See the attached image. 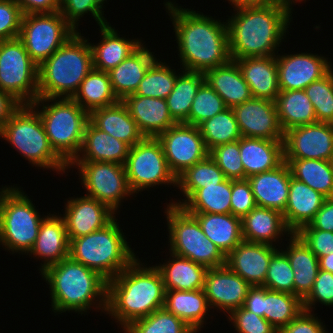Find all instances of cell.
Segmentation results:
<instances>
[{
    "label": "cell",
    "instance_id": "ffe728a7",
    "mask_svg": "<svg viewBox=\"0 0 333 333\" xmlns=\"http://www.w3.org/2000/svg\"><path fill=\"white\" fill-rule=\"evenodd\" d=\"M64 219L69 241L88 235L108 225L116 216L107 205L86 195L65 203ZM115 214V215H114Z\"/></svg>",
    "mask_w": 333,
    "mask_h": 333
},
{
    "label": "cell",
    "instance_id": "5bb4252c",
    "mask_svg": "<svg viewBox=\"0 0 333 333\" xmlns=\"http://www.w3.org/2000/svg\"><path fill=\"white\" fill-rule=\"evenodd\" d=\"M72 166L78 168L81 185L86 189L85 195L97 199L116 213L126 197L134 196L122 164L72 161L68 168Z\"/></svg>",
    "mask_w": 333,
    "mask_h": 333
},
{
    "label": "cell",
    "instance_id": "9f6ffc18",
    "mask_svg": "<svg viewBox=\"0 0 333 333\" xmlns=\"http://www.w3.org/2000/svg\"><path fill=\"white\" fill-rule=\"evenodd\" d=\"M23 15L14 0L0 1V41L19 38Z\"/></svg>",
    "mask_w": 333,
    "mask_h": 333
},
{
    "label": "cell",
    "instance_id": "9c48e42d",
    "mask_svg": "<svg viewBox=\"0 0 333 333\" xmlns=\"http://www.w3.org/2000/svg\"><path fill=\"white\" fill-rule=\"evenodd\" d=\"M32 202L17 186L0 188V245L12 254L28 255L46 217H41Z\"/></svg>",
    "mask_w": 333,
    "mask_h": 333
},
{
    "label": "cell",
    "instance_id": "ba28073f",
    "mask_svg": "<svg viewBox=\"0 0 333 333\" xmlns=\"http://www.w3.org/2000/svg\"><path fill=\"white\" fill-rule=\"evenodd\" d=\"M0 137L10 143L34 167L52 169L57 174L68 170V164L53 150L43 123L31 104H21L5 122Z\"/></svg>",
    "mask_w": 333,
    "mask_h": 333
},
{
    "label": "cell",
    "instance_id": "ee69618b",
    "mask_svg": "<svg viewBox=\"0 0 333 333\" xmlns=\"http://www.w3.org/2000/svg\"><path fill=\"white\" fill-rule=\"evenodd\" d=\"M225 179L222 170L208 155L204 160L187 168L177 177L176 187L180 189L185 198L177 202L171 199L169 203L180 206L183 200H186L195 190L204 188V186L217 185Z\"/></svg>",
    "mask_w": 333,
    "mask_h": 333
},
{
    "label": "cell",
    "instance_id": "60d3db41",
    "mask_svg": "<svg viewBox=\"0 0 333 333\" xmlns=\"http://www.w3.org/2000/svg\"><path fill=\"white\" fill-rule=\"evenodd\" d=\"M72 99L88 113L119 101L112 90L108 72L95 69L87 74Z\"/></svg>",
    "mask_w": 333,
    "mask_h": 333
},
{
    "label": "cell",
    "instance_id": "74e56055",
    "mask_svg": "<svg viewBox=\"0 0 333 333\" xmlns=\"http://www.w3.org/2000/svg\"><path fill=\"white\" fill-rule=\"evenodd\" d=\"M275 105L284 132L296 126L317 123L312 102L305 90L280 91Z\"/></svg>",
    "mask_w": 333,
    "mask_h": 333
},
{
    "label": "cell",
    "instance_id": "d6986e66",
    "mask_svg": "<svg viewBox=\"0 0 333 333\" xmlns=\"http://www.w3.org/2000/svg\"><path fill=\"white\" fill-rule=\"evenodd\" d=\"M251 287L225 265L207 270L203 289L210 309L230 314L243 306Z\"/></svg>",
    "mask_w": 333,
    "mask_h": 333
},
{
    "label": "cell",
    "instance_id": "836d02e7",
    "mask_svg": "<svg viewBox=\"0 0 333 333\" xmlns=\"http://www.w3.org/2000/svg\"><path fill=\"white\" fill-rule=\"evenodd\" d=\"M205 81L221 96L228 108H233L252 98L250 88L235 60L209 69Z\"/></svg>",
    "mask_w": 333,
    "mask_h": 333
},
{
    "label": "cell",
    "instance_id": "603a6c76",
    "mask_svg": "<svg viewBox=\"0 0 333 333\" xmlns=\"http://www.w3.org/2000/svg\"><path fill=\"white\" fill-rule=\"evenodd\" d=\"M48 215L41 222L37 239L28 253L43 260L39 268L41 272L69 257L70 241L64 219L59 213Z\"/></svg>",
    "mask_w": 333,
    "mask_h": 333
},
{
    "label": "cell",
    "instance_id": "b9f144b4",
    "mask_svg": "<svg viewBox=\"0 0 333 333\" xmlns=\"http://www.w3.org/2000/svg\"><path fill=\"white\" fill-rule=\"evenodd\" d=\"M204 82V73L183 69L178 72L174 88L166 98L169 113L177 123L189 117L192 102Z\"/></svg>",
    "mask_w": 333,
    "mask_h": 333
},
{
    "label": "cell",
    "instance_id": "3957f363",
    "mask_svg": "<svg viewBox=\"0 0 333 333\" xmlns=\"http://www.w3.org/2000/svg\"><path fill=\"white\" fill-rule=\"evenodd\" d=\"M136 258L117 276L107 281L106 315L124 330L133 321L163 308L165 287L160 271ZM144 265V266H143Z\"/></svg>",
    "mask_w": 333,
    "mask_h": 333
},
{
    "label": "cell",
    "instance_id": "8d00e7d4",
    "mask_svg": "<svg viewBox=\"0 0 333 333\" xmlns=\"http://www.w3.org/2000/svg\"><path fill=\"white\" fill-rule=\"evenodd\" d=\"M165 290H198L204 288L207 268L170 252L169 261L157 264Z\"/></svg>",
    "mask_w": 333,
    "mask_h": 333
},
{
    "label": "cell",
    "instance_id": "83f0119b",
    "mask_svg": "<svg viewBox=\"0 0 333 333\" xmlns=\"http://www.w3.org/2000/svg\"><path fill=\"white\" fill-rule=\"evenodd\" d=\"M143 44L108 72L112 90L120 101L136 92L149 67L157 60L154 52Z\"/></svg>",
    "mask_w": 333,
    "mask_h": 333
},
{
    "label": "cell",
    "instance_id": "e575fe53",
    "mask_svg": "<svg viewBox=\"0 0 333 333\" xmlns=\"http://www.w3.org/2000/svg\"><path fill=\"white\" fill-rule=\"evenodd\" d=\"M288 241L283 251L294 273V295L303 300L313 288L320 270L319 259L296 233L290 235Z\"/></svg>",
    "mask_w": 333,
    "mask_h": 333
},
{
    "label": "cell",
    "instance_id": "e0dca14e",
    "mask_svg": "<svg viewBox=\"0 0 333 333\" xmlns=\"http://www.w3.org/2000/svg\"><path fill=\"white\" fill-rule=\"evenodd\" d=\"M280 91L304 90L332 68L327 57L313 53L276 54Z\"/></svg>",
    "mask_w": 333,
    "mask_h": 333
},
{
    "label": "cell",
    "instance_id": "7402d4cb",
    "mask_svg": "<svg viewBox=\"0 0 333 333\" xmlns=\"http://www.w3.org/2000/svg\"><path fill=\"white\" fill-rule=\"evenodd\" d=\"M122 102L145 137L157 138L177 122L170 115L166 99L128 95Z\"/></svg>",
    "mask_w": 333,
    "mask_h": 333
},
{
    "label": "cell",
    "instance_id": "d4e9b609",
    "mask_svg": "<svg viewBox=\"0 0 333 333\" xmlns=\"http://www.w3.org/2000/svg\"><path fill=\"white\" fill-rule=\"evenodd\" d=\"M241 226L244 241L274 247L278 246L277 242L280 243L279 238L293 234L286 226L282 213L260 206L241 218Z\"/></svg>",
    "mask_w": 333,
    "mask_h": 333
},
{
    "label": "cell",
    "instance_id": "8992f818",
    "mask_svg": "<svg viewBox=\"0 0 333 333\" xmlns=\"http://www.w3.org/2000/svg\"><path fill=\"white\" fill-rule=\"evenodd\" d=\"M117 220L115 217L105 227L70 240L69 245L71 259L95 270L107 281L137 258Z\"/></svg>",
    "mask_w": 333,
    "mask_h": 333
},
{
    "label": "cell",
    "instance_id": "52a82bcc",
    "mask_svg": "<svg viewBox=\"0 0 333 333\" xmlns=\"http://www.w3.org/2000/svg\"><path fill=\"white\" fill-rule=\"evenodd\" d=\"M31 105L40 116L51 147L69 165L81 150L89 113L65 97H38Z\"/></svg>",
    "mask_w": 333,
    "mask_h": 333
},
{
    "label": "cell",
    "instance_id": "ab89813d",
    "mask_svg": "<svg viewBox=\"0 0 333 333\" xmlns=\"http://www.w3.org/2000/svg\"><path fill=\"white\" fill-rule=\"evenodd\" d=\"M291 175L326 198L333 197V161L284 159Z\"/></svg>",
    "mask_w": 333,
    "mask_h": 333
},
{
    "label": "cell",
    "instance_id": "e7e4bbea",
    "mask_svg": "<svg viewBox=\"0 0 333 333\" xmlns=\"http://www.w3.org/2000/svg\"><path fill=\"white\" fill-rule=\"evenodd\" d=\"M20 105L11 95L0 91V130Z\"/></svg>",
    "mask_w": 333,
    "mask_h": 333
},
{
    "label": "cell",
    "instance_id": "f6af8a7d",
    "mask_svg": "<svg viewBox=\"0 0 333 333\" xmlns=\"http://www.w3.org/2000/svg\"><path fill=\"white\" fill-rule=\"evenodd\" d=\"M207 150L215 146L239 140L242 135L232 108H226L219 114L198 125Z\"/></svg>",
    "mask_w": 333,
    "mask_h": 333
},
{
    "label": "cell",
    "instance_id": "f546056e",
    "mask_svg": "<svg viewBox=\"0 0 333 333\" xmlns=\"http://www.w3.org/2000/svg\"><path fill=\"white\" fill-rule=\"evenodd\" d=\"M101 41L97 44L91 43L93 69L109 72L118 66L124 59L132 54L141 44V39H126L120 37L115 28L107 23L100 25Z\"/></svg>",
    "mask_w": 333,
    "mask_h": 333
},
{
    "label": "cell",
    "instance_id": "7bdbcfd3",
    "mask_svg": "<svg viewBox=\"0 0 333 333\" xmlns=\"http://www.w3.org/2000/svg\"><path fill=\"white\" fill-rule=\"evenodd\" d=\"M304 311L303 300L297 295L265 288L263 317L279 332Z\"/></svg>",
    "mask_w": 333,
    "mask_h": 333
},
{
    "label": "cell",
    "instance_id": "680465c9",
    "mask_svg": "<svg viewBox=\"0 0 333 333\" xmlns=\"http://www.w3.org/2000/svg\"><path fill=\"white\" fill-rule=\"evenodd\" d=\"M296 234L318 259L333 252V232L311 229L305 225Z\"/></svg>",
    "mask_w": 333,
    "mask_h": 333
},
{
    "label": "cell",
    "instance_id": "c3c4849f",
    "mask_svg": "<svg viewBox=\"0 0 333 333\" xmlns=\"http://www.w3.org/2000/svg\"><path fill=\"white\" fill-rule=\"evenodd\" d=\"M226 108L221 96L205 81L195 95L189 117L183 123L198 126Z\"/></svg>",
    "mask_w": 333,
    "mask_h": 333
},
{
    "label": "cell",
    "instance_id": "7c38bea8",
    "mask_svg": "<svg viewBox=\"0 0 333 333\" xmlns=\"http://www.w3.org/2000/svg\"><path fill=\"white\" fill-rule=\"evenodd\" d=\"M124 168L134 194L160 184L177 186V178L170 171L162 144L157 138L145 137L130 147Z\"/></svg>",
    "mask_w": 333,
    "mask_h": 333
},
{
    "label": "cell",
    "instance_id": "8fae6325",
    "mask_svg": "<svg viewBox=\"0 0 333 333\" xmlns=\"http://www.w3.org/2000/svg\"><path fill=\"white\" fill-rule=\"evenodd\" d=\"M0 91L20 104L38 98V65L19 38L0 41Z\"/></svg>",
    "mask_w": 333,
    "mask_h": 333
},
{
    "label": "cell",
    "instance_id": "f5cc1de1",
    "mask_svg": "<svg viewBox=\"0 0 333 333\" xmlns=\"http://www.w3.org/2000/svg\"><path fill=\"white\" fill-rule=\"evenodd\" d=\"M208 155L222 170L227 179H244L239 140L215 146L209 150Z\"/></svg>",
    "mask_w": 333,
    "mask_h": 333
},
{
    "label": "cell",
    "instance_id": "cb8c5ba5",
    "mask_svg": "<svg viewBox=\"0 0 333 333\" xmlns=\"http://www.w3.org/2000/svg\"><path fill=\"white\" fill-rule=\"evenodd\" d=\"M291 172L283 161L277 168L248 177L257 206L283 214L288 201Z\"/></svg>",
    "mask_w": 333,
    "mask_h": 333
},
{
    "label": "cell",
    "instance_id": "11a10c76",
    "mask_svg": "<svg viewBox=\"0 0 333 333\" xmlns=\"http://www.w3.org/2000/svg\"><path fill=\"white\" fill-rule=\"evenodd\" d=\"M333 306V273L319 270L310 293L303 299L304 310L312 312L316 303Z\"/></svg>",
    "mask_w": 333,
    "mask_h": 333
},
{
    "label": "cell",
    "instance_id": "d590c367",
    "mask_svg": "<svg viewBox=\"0 0 333 333\" xmlns=\"http://www.w3.org/2000/svg\"><path fill=\"white\" fill-rule=\"evenodd\" d=\"M199 222L202 231L227 256L243 241L241 218L229 214L189 213Z\"/></svg>",
    "mask_w": 333,
    "mask_h": 333
},
{
    "label": "cell",
    "instance_id": "30bf717a",
    "mask_svg": "<svg viewBox=\"0 0 333 333\" xmlns=\"http://www.w3.org/2000/svg\"><path fill=\"white\" fill-rule=\"evenodd\" d=\"M165 209L169 252L188 258L207 269L225 266L226 256L206 237L192 214L171 203Z\"/></svg>",
    "mask_w": 333,
    "mask_h": 333
},
{
    "label": "cell",
    "instance_id": "6da1fadb",
    "mask_svg": "<svg viewBox=\"0 0 333 333\" xmlns=\"http://www.w3.org/2000/svg\"><path fill=\"white\" fill-rule=\"evenodd\" d=\"M164 4L174 26L180 69L205 73L231 60L226 22L175 2Z\"/></svg>",
    "mask_w": 333,
    "mask_h": 333
},
{
    "label": "cell",
    "instance_id": "816d5d0a",
    "mask_svg": "<svg viewBox=\"0 0 333 333\" xmlns=\"http://www.w3.org/2000/svg\"><path fill=\"white\" fill-rule=\"evenodd\" d=\"M107 0H60V13L65 20L77 31L79 27V19L84 17L85 14L93 16L97 24L104 25L107 22L103 16L105 8L104 4Z\"/></svg>",
    "mask_w": 333,
    "mask_h": 333
},
{
    "label": "cell",
    "instance_id": "94428289",
    "mask_svg": "<svg viewBox=\"0 0 333 333\" xmlns=\"http://www.w3.org/2000/svg\"><path fill=\"white\" fill-rule=\"evenodd\" d=\"M24 15L60 11V0H14Z\"/></svg>",
    "mask_w": 333,
    "mask_h": 333
},
{
    "label": "cell",
    "instance_id": "a7ac6f4b",
    "mask_svg": "<svg viewBox=\"0 0 333 333\" xmlns=\"http://www.w3.org/2000/svg\"><path fill=\"white\" fill-rule=\"evenodd\" d=\"M285 1H287V2H289V3H291V4H294V5H296L298 2H302V1H304V0H285ZM297 2V3H296Z\"/></svg>",
    "mask_w": 333,
    "mask_h": 333
},
{
    "label": "cell",
    "instance_id": "7a4b0ae2",
    "mask_svg": "<svg viewBox=\"0 0 333 333\" xmlns=\"http://www.w3.org/2000/svg\"><path fill=\"white\" fill-rule=\"evenodd\" d=\"M292 5L276 0L265 5L234 8L233 15L226 20L231 59L277 54L280 51L277 47L286 38L292 21Z\"/></svg>",
    "mask_w": 333,
    "mask_h": 333
},
{
    "label": "cell",
    "instance_id": "7dc6e473",
    "mask_svg": "<svg viewBox=\"0 0 333 333\" xmlns=\"http://www.w3.org/2000/svg\"><path fill=\"white\" fill-rule=\"evenodd\" d=\"M124 333H195L183 320L164 308L133 321Z\"/></svg>",
    "mask_w": 333,
    "mask_h": 333
},
{
    "label": "cell",
    "instance_id": "4dcf8cb0",
    "mask_svg": "<svg viewBox=\"0 0 333 333\" xmlns=\"http://www.w3.org/2000/svg\"><path fill=\"white\" fill-rule=\"evenodd\" d=\"M89 121L96 128L125 142L130 147L145 138L135 120L130 116L127 107L120 100L113 105L91 111Z\"/></svg>",
    "mask_w": 333,
    "mask_h": 333
},
{
    "label": "cell",
    "instance_id": "ac0fdd59",
    "mask_svg": "<svg viewBox=\"0 0 333 333\" xmlns=\"http://www.w3.org/2000/svg\"><path fill=\"white\" fill-rule=\"evenodd\" d=\"M232 110L242 137L284 140L275 102L252 97Z\"/></svg>",
    "mask_w": 333,
    "mask_h": 333
},
{
    "label": "cell",
    "instance_id": "bcb514c9",
    "mask_svg": "<svg viewBox=\"0 0 333 333\" xmlns=\"http://www.w3.org/2000/svg\"><path fill=\"white\" fill-rule=\"evenodd\" d=\"M177 76L175 69L157 59L149 67L133 95L166 99L174 88Z\"/></svg>",
    "mask_w": 333,
    "mask_h": 333
},
{
    "label": "cell",
    "instance_id": "003e7915",
    "mask_svg": "<svg viewBox=\"0 0 333 333\" xmlns=\"http://www.w3.org/2000/svg\"><path fill=\"white\" fill-rule=\"evenodd\" d=\"M319 268L320 270L333 273V252L319 258Z\"/></svg>",
    "mask_w": 333,
    "mask_h": 333
},
{
    "label": "cell",
    "instance_id": "1f68e13d",
    "mask_svg": "<svg viewBox=\"0 0 333 333\" xmlns=\"http://www.w3.org/2000/svg\"><path fill=\"white\" fill-rule=\"evenodd\" d=\"M129 150L128 144L101 131L88 121L81 150L73 161L113 162L124 165Z\"/></svg>",
    "mask_w": 333,
    "mask_h": 333
},
{
    "label": "cell",
    "instance_id": "681fc988",
    "mask_svg": "<svg viewBox=\"0 0 333 333\" xmlns=\"http://www.w3.org/2000/svg\"><path fill=\"white\" fill-rule=\"evenodd\" d=\"M304 90L312 102L317 122L333 124V69Z\"/></svg>",
    "mask_w": 333,
    "mask_h": 333
},
{
    "label": "cell",
    "instance_id": "6f0895ef",
    "mask_svg": "<svg viewBox=\"0 0 333 333\" xmlns=\"http://www.w3.org/2000/svg\"><path fill=\"white\" fill-rule=\"evenodd\" d=\"M256 206L248 179L232 180L231 214L242 218Z\"/></svg>",
    "mask_w": 333,
    "mask_h": 333
},
{
    "label": "cell",
    "instance_id": "484cf974",
    "mask_svg": "<svg viewBox=\"0 0 333 333\" xmlns=\"http://www.w3.org/2000/svg\"><path fill=\"white\" fill-rule=\"evenodd\" d=\"M253 98L275 102L280 92L276 55L236 59Z\"/></svg>",
    "mask_w": 333,
    "mask_h": 333
},
{
    "label": "cell",
    "instance_id": "5b68a950",
    "mask_svg": "<svg viewBox=\"0 0 333 333\" xmlns=\"http://www.w3.org/2000/svg\"><path fill=\"white\" fill-rule=\"evenodd\" d=\"M92 69L89 41L77 32L38 66V97L72 98Z\"/></svg>",
    "mask_w": 333,
    "mask_h": 333
},
{
    "label": "cell",
    "instance_id": "d6a6232c",
    "mask_svg": "<svg viewBox=\"0 0 333 333\" xmlns=\"http://www.w3.org/2000/svg\"><path fill=\"white\" fill-rule=\"evenodd\" d=\"M163 308L183 320L195 333L206 325L210 307L204 289L165 290Z\"/></svg>",
    "mask_w": 333,
    "mask_h": 333
},
{
    "label": "cell",
    "instance_id": "be15d7a7",
    "mask_svg": "<svg viewBox=\"0 0 333 333\" xmlns=\"http://www.w3.org/2000/svg\"><path fill=\"white\" fill-rule=\"evenodd\" d=\"M263 300H265V287L252 286L242 307L255 315L263 317Z\"/></svg>",
    "mask_w": 333,
    "mask_h": 333
},
{
    "label": "cell",
    "instance_id": "db71d44e",
    "mask_svg": "<svg viewBox=\"0 0 333 333\" xmlns=\"http://www.w3.org/2000/svg\"><path fill=\"white\" fill-rule=\"evenodd\" d=\"M237 333H279L264 317L255 315L243 307L226 315Z\"/></svg>",
    "mask_w": 333,
    "mask_h": 333
},
{
    "label": "cell",
    "instance_id": "4316f807",
    "mask_svg": "<svg viewBox=\"0 0 333 333\" xmlns=\"http://www.w3.org/2000/svg\"><path fill=\"white\" fill-rule=\"evenodd\" d=\"M325 199V196L291 176L288 201L283 212L288 229L292 233H297L302 227L308 225Z\"/></svg>",
    "mask_w": 333,
    "mask_h": 333
},
{
    "label": "cell",
    "instance_id": "277c9868",
    "mask_svg": "<svg viewBox=\"0 0 333 333\" xmlns=\"http://www.w3.org/2000/svg\"><path fill=\"white\" fill-rule=\"evenodd\" d=\"M39 273L50 285L53 312L74 311L82 315L91 307L106 312L107 280L95 270L67 257Z\"/></svg>",
    "mask_w": 333,
    "mask_h": 333
},
{
    "label": "cell",
    "instance_id": "91938a15",
    "mask_svg": "<svg viewBox=\"0 0 333 333\" xmlns=\"http://www.w3.org/2000/svg\"><path fill=\"white\" fill-rule=\"evenodd\" d=\"M321 318L315 317L314 311H302L288 325H285L279 333H328Z\"/></svg>",
    "mask_w": 333,
    "mask_h": 333
},
{
    "label": "cell",
    "instance_id": "03108f58",
    "mask_svg": "<svg viewBox=\"0 0 333 333\" xmlns=\"http://www.w3.org/2000/svg\"><path fill=\"white\" fill-rule=\"evenodd\" d=\"M229 4L231 3L232 8H238L242 6H259L272 3L276 0H227Z\"/></svg>",
    "mask_w": 333,
    "mask_h": 333
},
{
    "label": "cell",
    "instance_id": "2e32d148",
    "mask_svg": "<svg viewBox=\"0 0 333 333\" xmlns=\"http://www.w3.org/2000/svg\"><path fill=\"white\" fill-rule=\"evenodd\" d=\"M284 159L333 161V124L317 122L284 132Z\"/></svg>",
    "mask_w": 333,
    "mask_h": 333
},
{
    "label": "cell",
    "instance_id": "f1b7e54d",
    "mask_svg": "<svg viewBox=\"0 0 333 333\" xmlns=\"http://www.w3.org/2000/svg\"><path fill=\"white\" fill-rule=\"evenodd\" d=\"M239 150L244 179L273 170L284 161L283 140L241 137Z\"/></svg>",
    "mask_w": 333,
    "mask_h": 333
},
{
    "label": "cell",
    "instance_id": "9a60e30c",
    "mask_svg": "<svg viewBox=\"0 0 333 333\" xmlns=\"http://www.w3.org/2000/svg\"><path fill=\"white\" fill-rule=\"evenodd\" d=\"M157 139L162 144L168 167L176 178L209 154L198 126L177 123Z\"/></svg>",
    "mask_w": 333,
    "mask_h": 333
},
{
    "label": "cell",
    "instance_id": "f907efd6",
    "mask_svg": "<svg viewBox=\"0 0 333 333\" xmlns=\"http://www.w3.org/2000/svg\"><path fill=\"white\" fill-rule=\"evenodd\" d=\"M262 287L294 294V273L286 253L280 247L271 257Z\"/></svg>",
    "mask_w": 333,
    "mask_h": 333
},
{
    "label": "cell",
    "instance_id": "f35d334b",
    "mask_svg": "<svg viewBox=\"0 0 333 333\" xmlns=\"http://www.w3.org/2000/svg\"><path fill=\"white\" fill-rule=\"evenodd\" d=\"M232 179L195 190L181 207L188 213H231Z\"/></svg>",
    "mask_w": 333,
    "mask_h": 333
},
{
    "label": "cell",
    "instance_id": "6125c7cd",
    "mask_svg": "<svg viewBox=\"0 0 333 333\" xmlns=\"http://www.w3.org/2000/svg\"><path fill=\"white\" fill-rule=\"evenodd\" d=\"M308 226L311 229L333 232V197L325 199Z\"/></svg>",
    "mask_w": 333,
    "mask_h": 333
},
{
    "label": "cell",
    "instance_id": "44dd1931",
    "mask_svg": "<svg viewBox=\"0 0 333 333\" xmlns=\"http://www.w3.org/2000/svg\"><path fill=\"white\" fill-rule=\"evenodd\" d=\"M277 250L271 245L243 240L226 256L225 265L251 286H262L271 257Z\"/></svg>",
    "mask_w": 333,
    "mask_h": 333
},
{
    "label": "cell",
    "instance_id": "4fadbf2b",
    "mask_svg": "<svg viewBox=\"0 0 333 333\" xmlns=\"http://www.w3.org/2000/svg\"><path fill=\"white\" fill-rule=\"evenodd\" d=\"M77 31L60 12L23 15L19 39L39 66Z\"/></svg>",
    "mask_w": 333,
    "mask_h": 333
}]
</instances>
